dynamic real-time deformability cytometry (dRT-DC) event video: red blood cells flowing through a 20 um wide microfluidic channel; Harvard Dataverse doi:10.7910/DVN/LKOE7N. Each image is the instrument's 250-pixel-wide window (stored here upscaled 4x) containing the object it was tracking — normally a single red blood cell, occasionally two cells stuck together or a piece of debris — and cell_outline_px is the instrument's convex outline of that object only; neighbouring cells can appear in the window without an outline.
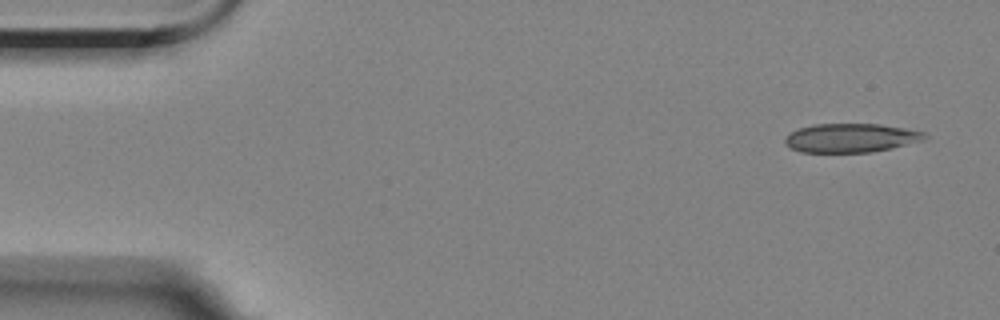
{"species": "Egyptian fruit bat (a non-hibernating species)", "species_latin": "Rousettus aegyptiacus", "temperature_condition": "room temperature", "stored_images_in_passage": 4, "camera_frame_rate_fps": 3000, "um_per_image_px": 0.085, "animal": {"sex": "female"}, "frame": {"image": 1, "passage_image": 1, "time_ms": 0.0, "image_size_px": [1000, 320], "cell_outline_px": [[928, 140], [892, 148], [872, 152], [800, 152], [784, 144], [784, 136], [800, 128], [812, 124], [880, 124], [928, 132]], "centroid_in_image_um": [72.39, 11.72], "position_along_channel_um": 12.6, "area_um2": 23.81}}